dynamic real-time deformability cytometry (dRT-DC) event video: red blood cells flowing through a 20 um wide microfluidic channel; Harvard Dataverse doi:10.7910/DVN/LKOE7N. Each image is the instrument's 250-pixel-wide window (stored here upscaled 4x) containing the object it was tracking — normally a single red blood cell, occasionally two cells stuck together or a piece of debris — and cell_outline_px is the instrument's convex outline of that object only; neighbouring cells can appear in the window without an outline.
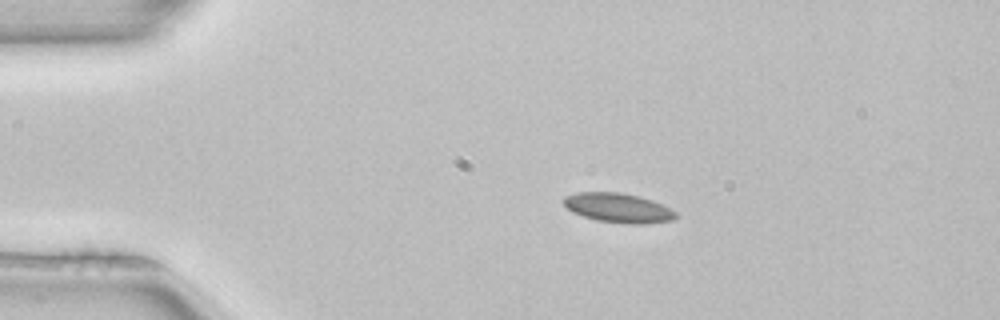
{"species": "common noctule bat (a hibernating species)", "species_latin": "Nyctalus noctula", "temperature_condition": "room temperature", "stored_images_in_passage": 5, "camera_frame_rate_fps": 3000, "um_per_image_px": 0.085, "animal": {"sex": "female", "body_mass_g": 22.7, "forearm_length_mm": 54.2}, "frame": {"image": 1, "passage_image": 3, "time_ms": 0.667, "image_size_px": [1000, 320], "cell_outline_px": [[680, 216], [672, 220], [644, 224], [624, 224], [596, 220], [572, 212], [564, 204], [564, 196], [576, 192], [620, 192], [640, 196], [652, 200], [672, 208]], "centroid_in_image_um": [52.59, 17.67], "position_along_channel_um": 32.4, "area_um2": 19.48}}
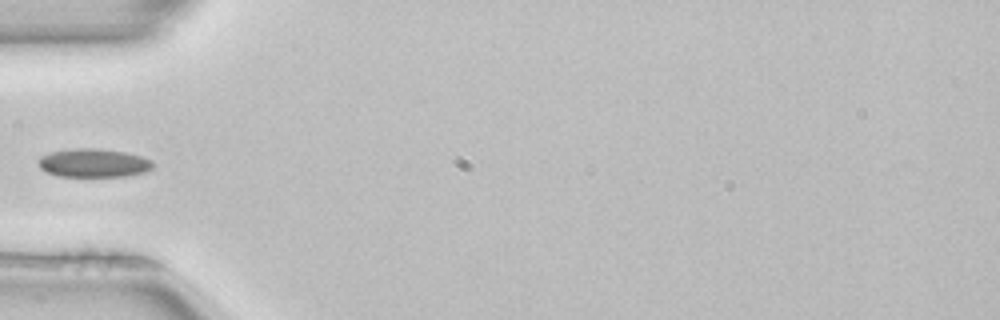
{"frame": {"image": 2, "passage_image": 5, "time_ms": 1.333, "image_size_px": [1000, 320], "cell_outline_px": [[156, 164], [148, 172], [124, 176], [60, 176], [44, 172], [40, 168], [40, 156], [52, 152], [76, 148], [100, 148], [124, 152], [140, 156], [152, 160]], "centroid_in_image_um": [8.0, 13.85], "position_along_channel_um": 77.0, "area_um2": 19.07}}